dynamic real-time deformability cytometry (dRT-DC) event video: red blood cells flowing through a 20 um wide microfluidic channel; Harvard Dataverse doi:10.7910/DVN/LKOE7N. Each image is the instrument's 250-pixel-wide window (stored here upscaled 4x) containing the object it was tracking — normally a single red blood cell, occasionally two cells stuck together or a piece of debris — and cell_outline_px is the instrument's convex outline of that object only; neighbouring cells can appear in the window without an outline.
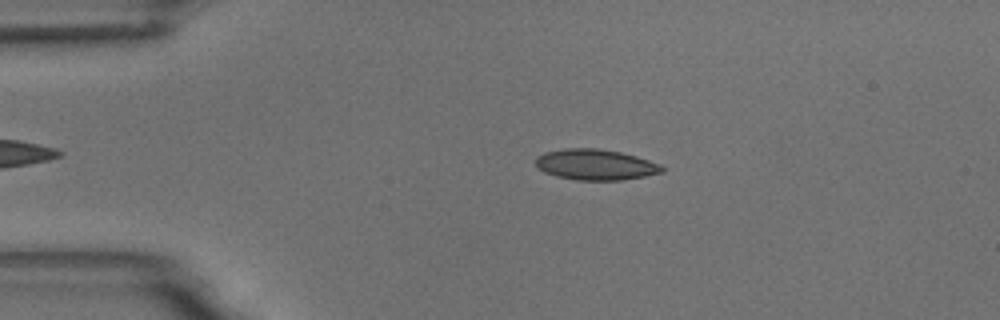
{"species": "common noctule bat (a hibernating species)", "species_latin": "Nyctalus noctula", "temperature_condition": "room temperature", "stored_images_in_passage": 45, "camera_frame_rate_fps": 3000, "um_per_image_px": 0.085, "animal": {"sex": "male", "body_mass_g": 18.8}, "frame": {"image": 1, "passage_image": 8, "time_ms": 2.333, "image_size_px": [1000, 320], "cell_outline_px": [[664, 172], [644, 176], [620, 180], [576, 180], [556, 176], [544, 172], [536, 168], [536, 156], [544, 152], [564, 148], [596, 148], [620, 152], [636, 156], [660, 164], [664, 168]], "centroid_in_image_um": [50.58, 13.99], "position_along_channel_um": 34.4, "area_um2": 22.72}}
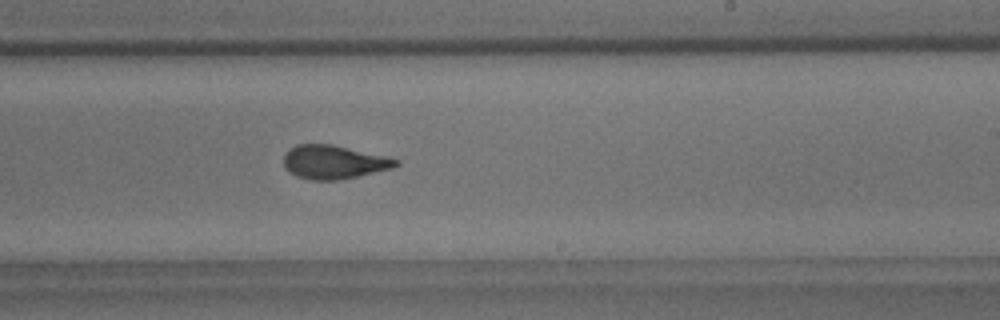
{"frame": {"image": 2, "passage_image": 30, "time_ms": 9.667, "image_size_px": [1000, 320], "cell_outline_px": [[400, 164], [392, 168], [356, 176], [336, 180], [308, 180], [296, 176], [284, 168], [284, 156], [296, 144], [332, 144], [388, 156], [400, 160]], "centroid_in_image_um": [28.39, 13.77], "position_along_channel_um": 260.6, "area_um2": 21.96}}
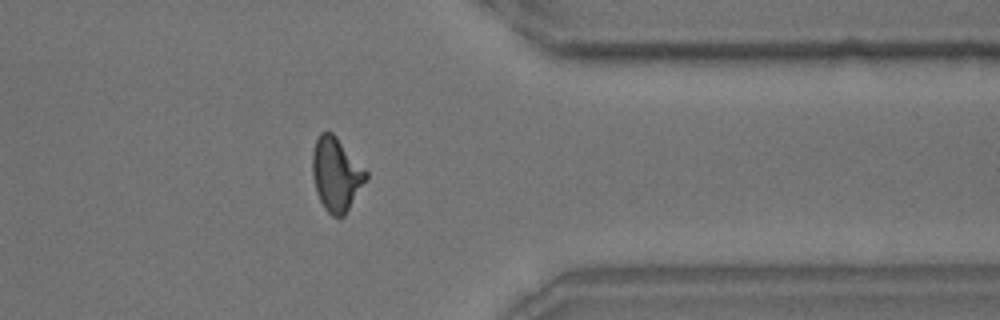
{"frame": {"image": 3, "passage_image": 41, "time_ms": 13.333, "image_size_px": [1000, 320], "cell_outline_px": [[368, 180], [344, 216], [332, 216], [324, 208], [316, 192], [312, 172], [312, 152], [316, 140], [320, 132], [332, 132], [336, 136], [368, 172]], "centroid_in_image_um": [28.59, 14.82], "position_along_channel_um": 382.8, "area_um2": 23.06}, "authors_computed_cell_mechanics": {"area_um2": 22.1374, "velocity_mm_per_s": 3.6238, "shape_relaxation_time_tau1_ms": 4.2021, "shape_relaxation_time_tau2_ms": 1.2945, "deformation_change_tau1": 0.1361, "deformation_change_tau2": 0.0774}}